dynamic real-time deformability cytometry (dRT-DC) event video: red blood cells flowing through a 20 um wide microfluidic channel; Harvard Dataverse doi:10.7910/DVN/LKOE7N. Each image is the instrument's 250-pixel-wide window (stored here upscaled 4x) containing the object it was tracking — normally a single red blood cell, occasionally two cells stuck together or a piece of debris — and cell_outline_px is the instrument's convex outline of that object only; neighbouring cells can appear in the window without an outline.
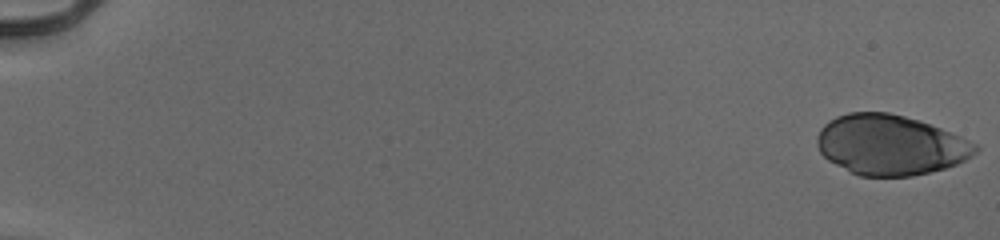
{"species": "human", "species_latin": "Homo sapiens", "temperature_condition": "cold", "stored_images_in_passage": 54, "camera_frame_rate_fps": 3000, "um_per_image_px": 0.085, "donor": {"sex": "male"}, "frame": {"image": 1, "passage_image": 1, "time_ms": 0.0, "image_size_px": [1000, 240], "cell_outline_px": [[980, 148], [972, 156], [956, 164], [944, 168], [912, 176], [860, 176], [828, 160], [820, 152], [816, 144], [816, 140], [820, 128], [828, 120], [836, 116], [848, 112], [888, 112], [920, 120], [960, 136], [976, 144]], "centroid_in_image_um": [75.65, 12.31], "position_along_channel_um": 9.3, "area_um2": 55.37}}
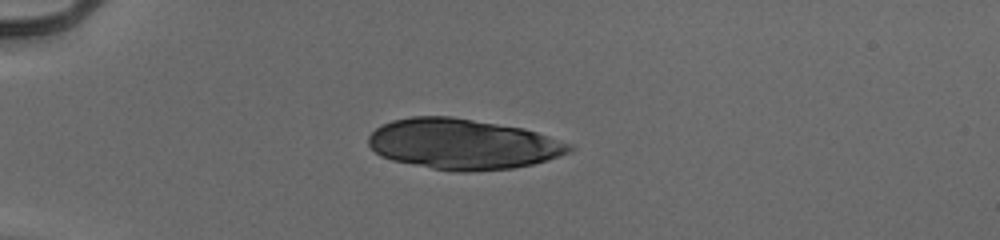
{"frame": {"image": 2, "passage_image": 16, "time_ms": 5.0, "image_size_px": [1000, 240], "cell_outline_px": [[576, 148], [572, 152], [548, 160], [532, 164], [512, 168], [468, 172], [456, 172], [432, 168], [392, 160], [380, 156], [368, 144], [368, 136], [380, 124], [392, 120], [412, 116], [452, 116], [524, 128], [572, 144]], "centroid_in_image_um": [39.35, 12.24], "position_along_channel_um": 45.7, "area_um2": 59.36}}